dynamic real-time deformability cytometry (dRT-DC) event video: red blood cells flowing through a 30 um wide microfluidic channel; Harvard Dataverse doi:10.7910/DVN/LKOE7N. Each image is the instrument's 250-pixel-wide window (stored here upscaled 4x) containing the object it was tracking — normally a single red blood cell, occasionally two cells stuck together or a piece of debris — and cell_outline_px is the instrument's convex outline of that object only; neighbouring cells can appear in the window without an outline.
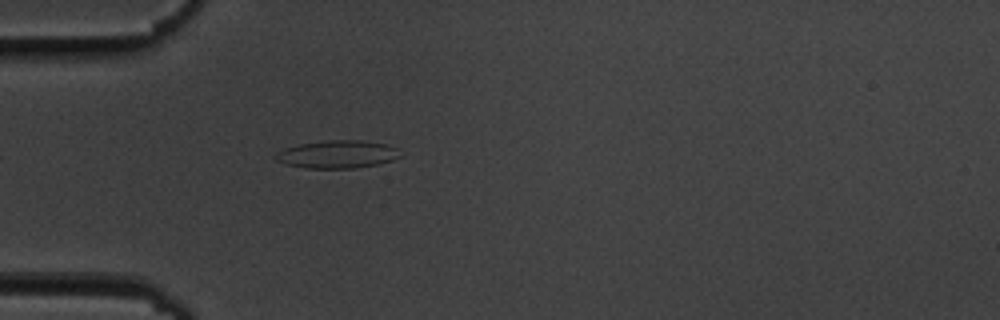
{"species": "common noctule bat (a hibernating species)", "species_latin": "Nyctalus noctula", "temperature_condition": "cold", "stored_images_in_passage": 41, "camera_frame_rate_fps": 3000, "um_per_image_px": 0.085, "animal": {"sex": "male", "body_mass_g": 19.5, "forearm_length_mm": 54.6}, "frame": {"image": 1, "passage_image": 2, "time_ms": 0.333, "image_size_px": [1000, 320], "cell_outline_px": [[404, 156], [392, 160], [376, 164], [356, 168], [304, 168], [284, 164], [276, 160], [272, 156], [276, 152], [300, 144], [332, 140], [360, 140], [384, 144], [400, 148]], "centroid_in_image_um": [28.71, 13.12], "position_along_channel_um": 56.3, "area_um2": 20.29}}
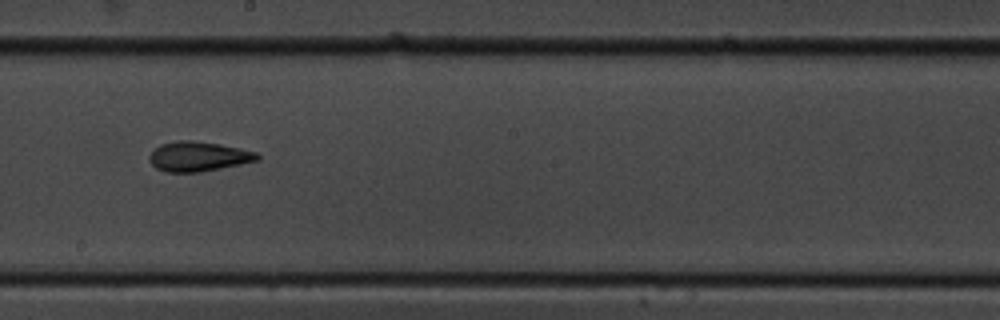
{"frame": {"image": 2, "passage_image": 17, "time_ms": 5.333, "image_size_px": [1000, 320], "cell_outline_px": [[260, 160], [200, 172], [164, 172], [156, 168], [148, 160], [148, 156], [160, 144], [176, 140], [192, 140], [220, 144], [240, 148], [256, 152], [260, 156]], "centroid_in_image_um": [16.84, 13.29], "position_along_channel_um": 231.4, "area_um2": 18.79}}
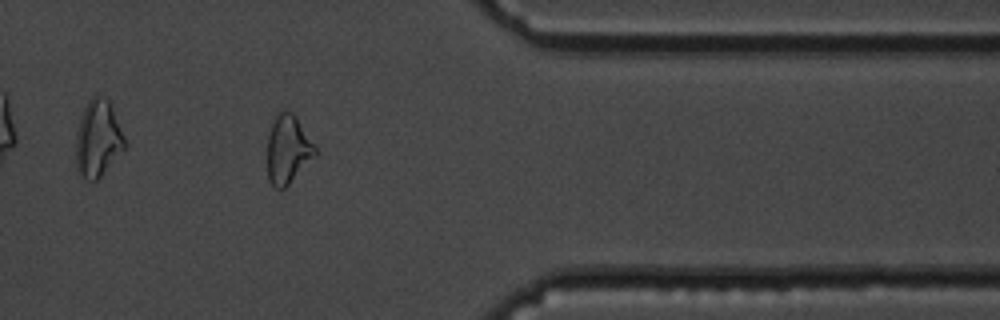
{"frame": {"image": 3, "passage_image": 31, "time_ms": 10.0, "image_size_px": [1000, 320], "cell_outline_px": [[316, 156], [284, 188], [276, 188], [268, 180], [268, 136], [272, 124], [276, 116], [284, 108], [292, 112], [296, 116], [316, 144]], "centroid_in_image_um": [24.5, 12.67], "position_along_channel_um": 386.9, "area_um2": 19.13}, "authors_computed_cell_mechanics": {"area_um2": 18.785, "velocity_mm_per_s": 3.6266, "shape_relaxation_time_tau1_ms": 7.6051, "shape_relaxation_time_tau2_ms": 1.9609, "deformation_change_tau1": 0.1952, "deformation_change_tau2": 0.0903}}